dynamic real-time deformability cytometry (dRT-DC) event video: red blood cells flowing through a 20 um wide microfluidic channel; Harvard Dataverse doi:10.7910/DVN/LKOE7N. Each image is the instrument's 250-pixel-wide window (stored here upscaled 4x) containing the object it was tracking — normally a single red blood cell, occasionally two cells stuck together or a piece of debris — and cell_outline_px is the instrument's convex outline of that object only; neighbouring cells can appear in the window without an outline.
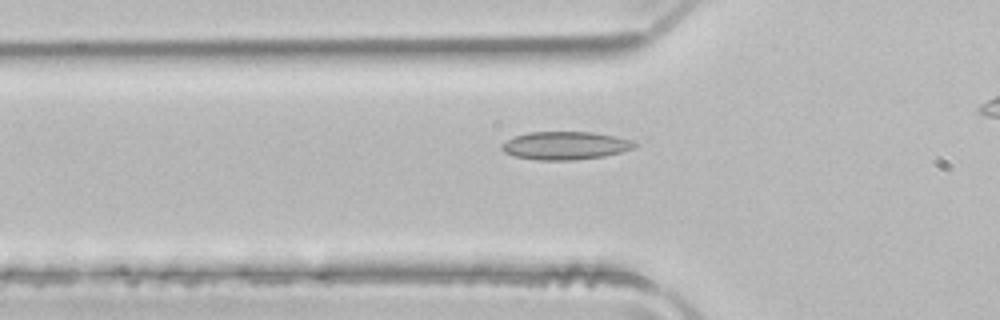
{"species": "common noctule bat (a hibernating species)", "species_latin": "Nyctalus noctula", "temperature_condition": "room temperature", "stored_images_in_passage": 30, "camera_frame_rate_fps": 3000, "um_per_image_px": 0.085, "animal": {"sex": "male", "body_mass_g": 21.5, "forearm_length_mm": 52.0}, "frame": {"image": 1, "passage_image": 5, "time_ms": 1.333, "image_size_px": [1000, 320], "cell_outline_px": [[640, 144], [632, 148], [620, 152], [604, 156], [576, 160], [536, 160], [516, 156], [504, 152], [500, 148], [500, 144], [516, 136], [528, 132], [592, 132], [616, 136], [632, 140]], "centroid_in_image_um": [48.06, 12.37], "position_along_channel_um": 77.7, "area_um2": 21.73}}
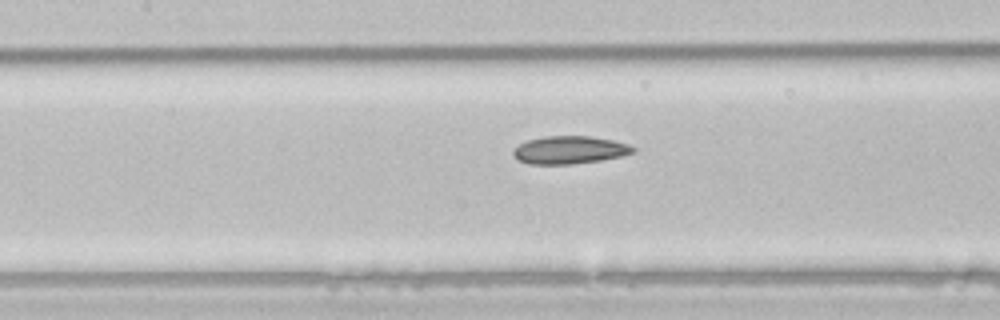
{"frame": {"image": 2, "passage_image": 11, "time_ms": 3.333, "image_size_px": [1000, 320], "cell_outline_px": [[636, 152], [624, 156], [600, 160], [572, 164], [528, 164], [516, 160], [512, 156], [512, 152], [520, 144], [528, 140], [544, 136], [592, 136], [612, 140], [628, 144], [636, 148]], "centroid_in_image_um": [48.42, 12.75], "position_along_channel_um": 159.0, "area_um2": 19.59}}
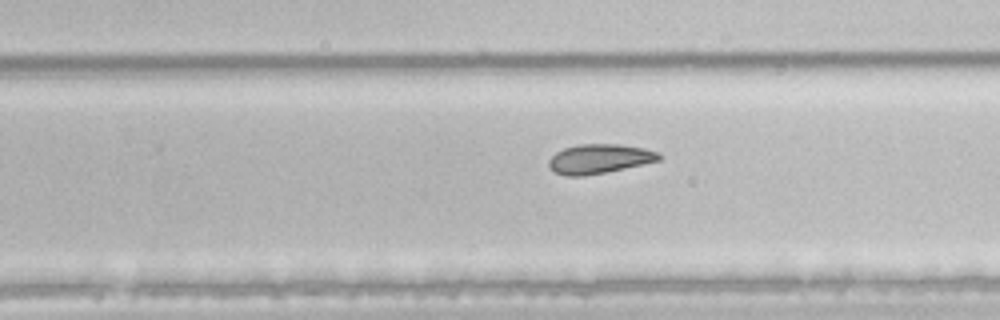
{"frame": {"image": 3, "passage_image": 20, "time_ms": 6.333, "image_size_px": [1000, 320], "cell_outline_px": [[664, 156], [660, 160], [624, 168], [584, 176], [568, 176], [556, 172], [548, 164], [548, 160], [556, 152], [564, 148], [576, 144], [620, 144], [644, 148], [660, 152]], "centroid_in_image_um": [50.97, 13.48], "position_along_channel_um": 278.8, "area_um2": 18.84}}